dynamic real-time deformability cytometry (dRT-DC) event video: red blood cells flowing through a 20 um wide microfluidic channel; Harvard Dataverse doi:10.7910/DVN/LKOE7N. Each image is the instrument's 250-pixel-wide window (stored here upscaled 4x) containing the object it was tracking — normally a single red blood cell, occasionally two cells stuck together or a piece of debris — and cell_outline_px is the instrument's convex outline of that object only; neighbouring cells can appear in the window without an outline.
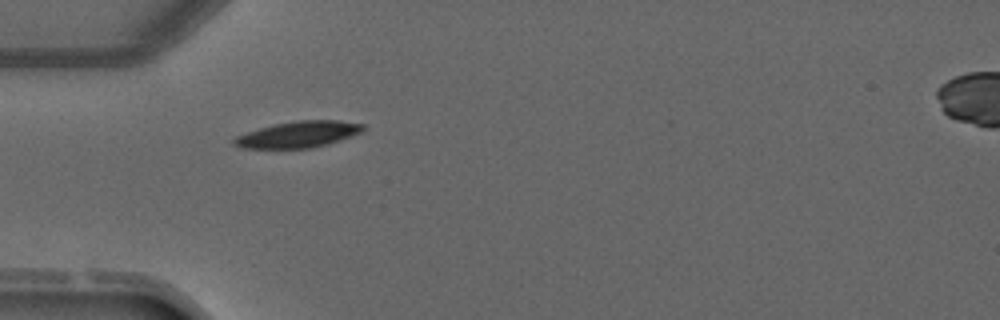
{"species": "common noctule bat (a hibernating species)", "species_latin": "Nyctalus noctula", "temperature_condition": "warm", "stored_images_in_passage": 1, "camera_frame_rate_fps": 3000, "um_per_image_px": 0.085, "animal": {"sex": "male", "forearm_length_mm": 52.5}, "frame": {"image": 1, "passage_image": 1, "time_ms": 0.0, "image_size_px": [1000, 320], "cell_outline_px": [[364, 132], [328, 144], [312, 148], [240, 148], [232, 144], [232, 140], [236, 136], [260, 128], [276, 124], [296, 120], [340, 120], [364, 124]], "centroid_in_image_um": [25.39, 11.42], "position_along_channel_um": 59.6, "area_um2": 19.83}}